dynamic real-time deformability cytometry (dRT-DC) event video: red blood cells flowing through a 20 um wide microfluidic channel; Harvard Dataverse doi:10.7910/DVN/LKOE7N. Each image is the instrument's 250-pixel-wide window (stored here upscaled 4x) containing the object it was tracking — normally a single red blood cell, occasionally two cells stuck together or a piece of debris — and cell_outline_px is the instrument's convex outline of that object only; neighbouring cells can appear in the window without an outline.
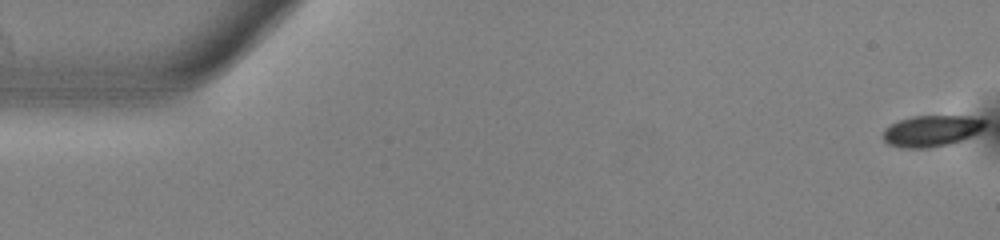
{"species": "common noctule bat (a hibernating species)", "species_latin": "Nyctalus noctula", "temperature_condition": "warm", "stored_images_in_passage": 55, "camera_frame_rate_fps": 3000, "um_per_image_px": 0.085, "animal": {"sex": "male", "body_mass_g": 13.0, "forearm_length_mm": 53.1}, "frame": {"image": 1, "passage_image": 1, "time_ms": 0.0, "image_size_px": [1000, 240], "cell_outline_px": [[984, 128], [952, 144], [928, 148], [900, 148], [888, 144], [880, 136], [884, 128], [900, 120], [912, 116], [968, 116], [984, 120]], "centroid_in_image_um": [79.09, 11.14], "position_along_channel_um": 5.9, "area_um2": 18.5}}
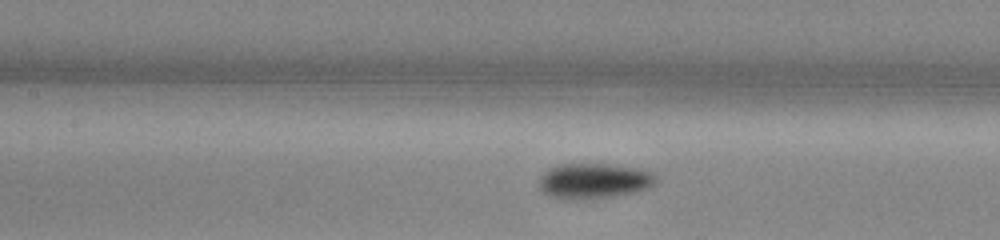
{"frame": {"image": 2, "passage_image": 25, "time_ms": 8.0, "image_size_px": [1000, 240], "cell_outline_px": [[656, 184], [648, 188], [636, 192], [612, 196], [564, 200], [560, 200], [548, 196], [540, 188], [540, 176], [548, 168], [556, 164], [612, 164], [644, 168], [652, 172], [656, 176]], "centroid_in_image_um": [50.5, 15.36], "position_along_channel_um": 156.9, "area_um2": 24.45}}
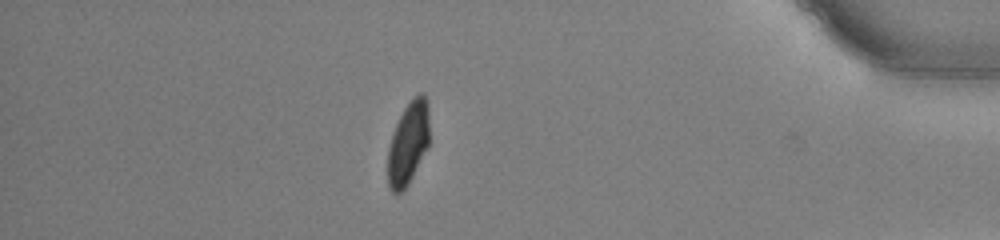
{"frame": {"image": 3, "passage_image": 48, "time_ms": 15.667, "image_size_px": [1000, 240], "cell_outline_px": [[428, 148], [408, 184], [400, 192], [392, 192], [388, 188], [388, 148], [396, 124], [404, 108], [420, 92], [424, 92], [428, 100]], "centroid_in_image_um": [34.7, 12.17], "position_along_channel_um": 400.5, "area_um2": 19.88}, "authors_computed_cell_mechanics": {"area_um2": 21.0392, "velocity_mm_per_s": 3.7688, "shape_relaxation_time_tau1_ms": 2.4925, "shape_relaxation_time_tau2_ms": null, "deformation_change_tau1": 0.1262, "deformation_change_tau2": null}}